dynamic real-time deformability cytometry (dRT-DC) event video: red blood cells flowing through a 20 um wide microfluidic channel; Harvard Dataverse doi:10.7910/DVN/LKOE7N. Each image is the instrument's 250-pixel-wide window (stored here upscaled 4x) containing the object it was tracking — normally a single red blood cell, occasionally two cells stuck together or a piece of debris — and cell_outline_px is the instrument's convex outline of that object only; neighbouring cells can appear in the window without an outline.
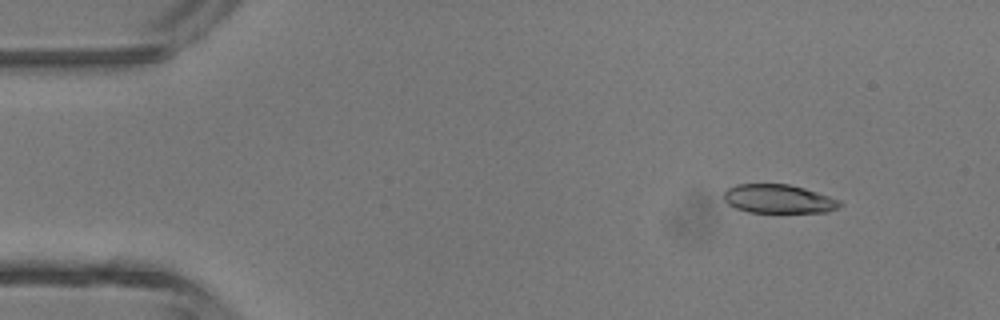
{"species": "common noctule bat (a hibernating species)", "species_latin": "Nyctalus noctula", "temperature_condition": "room temperature", "stored_images_in_passage": 46, "camera_frame_rate_fps": 3000, "um_per_image_px": 0.085, "animal": {"sex": "male", "body_mass_g": 13.3}, "frame": {"image": 1, "passage_image": 5, "time_ms": 1.333, "image_size_px": [1000, 320], "cell_outline_px": [[844, 204], [840, 208], [828, 212], [748, 212], [736, 208], [728, 204], [724, 200], [724, 192], [728, 188], [736, 184], [788, 184], [804, 188], [840, 200]], "centroid_in_image_um": [66.19, 16.91], "position_along_channel_um": 18.8, "area_um2": 19.48}}
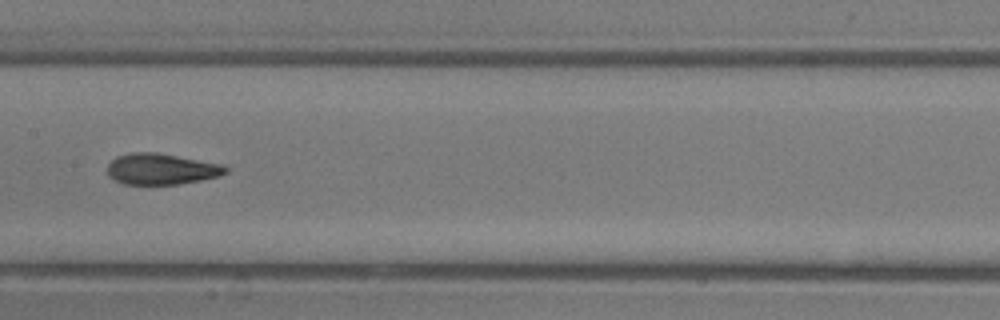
{"frame": {"image": 2, "passage_image": 23, "time_ms": 7.333, "image_size_px": [1000, 320], "cell_outline_px": [[228, 172], [220, 176], [180, 184], [124, 184], [108, 176], [108, 164], [116, 156], [132, 152], [156, 152], [224, 164], [228, 168]], "centroid_in_image_um": [13.74, 14.36], "position_along_channel_um": 193.7, "area_um2": 21.5}}
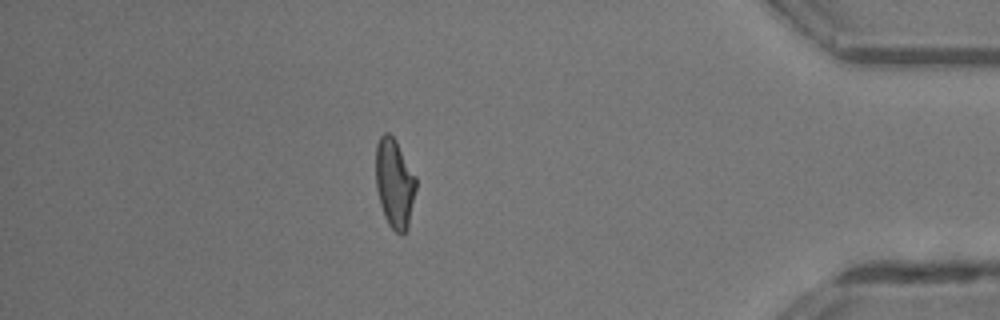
{"frame": {"image": 3, "passage_image": 40, "time_ms": 13.0, "image_size_px": [1000, 320], "cell_outline_px": [[416, 188], [408, 228], [400, 236], [388, 224], [384, 216], [380, 204], [376, 188], [376, 144], [380, 136], [384, 132], [388, 132], [396, 140], [416, 176]], "centroid_in_image_um": [33.53, 15.58], "position_along_channel_um": 401.7, "area_um2": 21.04}, "authors_computed_cell_mechanics": {"area_um2": 21.0392, "velocity_mm_per_s": 4.455, "shape_relaxation_time_tau1_ms": 3.2769, "shape_relaxation_time_tau2_ms": 1.6394, "deformation_change_tau1": 0.1892, "deformation_change_tau2": 0.0949}}